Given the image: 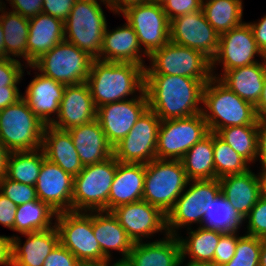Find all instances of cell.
I'll return each mask as SVG.
<instances>
[{
  "label": "cell",
  "mask_w": 266,
  "mask_h": 266,
  "mask_svg": "<svg viewBox=\"0 0 266 266\" xmlns=\"http://www.w3.org/2000/svg\"><path fill=\"white\" fill-rule=\"evenodd\" d=\"M210 79L175 75H145L148 108L163 120L202 113L203 89Z\"/></svg>",
  "instance_id": "obj_1"
},
{
  "label": "cell",
  "mask_w": 266,
  "mask_h": 266,
  "mask_svg": "<svg viewBox=\"0 0 266 266\" xmlns=\"http://www.w3.org/2000/svg\"><path fill=\"white\" fill-rule=\"evenodd\" d=\"M9 58L6 55V51H5V46H4V32H3V28H2V23L0 20V60Z\"/></svg>",
  "instance_id": "obj_59"
},
{
  "label": "cell",
  "mask_w": 266,
  "mask_h": 266,
  "mask_svg": "<svg viewBox=\"0 0 266 266\" xmlns=\"http://www.w3.org/2000/svg\"><path fill=\"white\" fill-rule=\"evenodd\" d=\"M242 0H203L202 11L220 35L242 24Z\"/></svg>",
  "instance_id": "obj_36"
},
{
  "label": "cell",
  "mask_w": 266,
  "mask_h": 266,
  "mask_svg": "<svg viewBox=\"0 0 266 266\" xmlns=\"http://www.w3.org/2000/svg\"><path fill=\"white\" fill-rule=\"evenodd\" d=\"M122 14L133 27L148 56L170 41V21L162 6L148 1L131 6Z\"/></svg>",
  "instance_id": "obj_14"
},
{
  "label": "cell",
  "mask_w": 266,
  "mask_h": 266,
  "mask_svg": "<svg viewBox=\"0 0 266 266\" xmlns=\"http://www.w3.org/2000/svg\"><path fill=\"white\" fill-rule=\"evenodd\" d=\"M244 219H248L246 234L266 239V198L263 195Z\"/></svg>",
  "instance_id": "obj_43"
},
{
  "label": "cell",
  "mask_w": 266,
  "mask_h": 266,
  "mask_svg": "<svg viewBox=\"0 0 266 266\" xmlns=\"http://www.w3.org/2000/svg\"><path fill=\"white\" fill-rule=\"evenodd\" d=\"M93 232L103 252V260H111V250L122 254L120 263L127 260L134 242L112 212L93 211Z\"/></svg>",
  "instance_id": "obj_29"
},
{
  "label": "cell",
  "mask_w": 266,
  "mask_h": 266,
  "mask_svg": "<svg viewBox=\"0 0 266 266\" xmlns=\"http://www.w3.org/2000/svg\"><path fill=\"white\" fill-rule=\"evenodd\" d=\"M189 237L186 239L178 235L181 245V255L183 258H190L189 261L196 263H206L213 266V258L220 236L223 234L218 231L198 227L197 230L187 228Z\"/></svg>",
  "instance_id": "obj_34"
},
{
  "label": "cell",
  "mask_w": 266,
  "mask_h": 266,
  "mask_svg": "<svg viewBox=\"0 0 266 266\" xmlns=\"http://www.w3.org/2000/svg\"><path fill=\"white\" fill-rule=\"evenodd\" d=\"M9 154L10 151L0 141V180L6 176Z\"/></svg>",
  "instance_id": "obj_57"
},
{
  "label": "cell",
  "mask_w": 266,
  "mask_h": 266,
  "mask_svg": "<svg viewBox=\"0 0 266 266\" xmlns=\"http://www.w3.org/2000/svg\"><path fill=\"white\" fill-rule=\"evenodd\" d=\"M144 178L145 164L121 163L117 160V170L108 198V212L118 206L142 200Z\"/></svg>",
  "instance_id": "obj_25"
},
{
  "label": "cell",
  "mask_w": 266,
  "mask_h": 266,
  "mask_svg": "<svg viewBox=\"0 0 266 266\" xmlns=\"http://www.w3.org/2000/svg\"><path fill=\"white\" fill-rule=\"evenodd\" d=\"M145 75H175L194 79H211V60L200 51L171 41L155 50L149 57ZM148 67V68H147Z\"/></svg>",
  "instance_id": "obj_9"
},
{
  "label": "cell",
  "mask_w": 266,
  "mask_h": 266,
  "mask_svg": "<svg viewBox=\"0 0 266 266\" xmlns=\"http://www.w3.org/2000/svg\"><path fill=\"white\" fill-rule=\"evenodd\" d=\"M0 192L17 206L38 199L35 186L13 181L6 176L0 180Z\"/></svg>",
  "instance_id": "obj_42"
},
{
  "label": "cell",
  "mask_w": 266,
  "mask_h": 266,
  "mask_svg": "<svg viewBox=\"0 0 266 266\" xmlns=\"http://www.w3.org/2000/svg\"><path fill=\"white\" fill-rule=\"evenodd\" d=\"M0 265L12 266V237L0 235Z\"/></svg>",
  "instance_id": "obj_54"
},
{
  "label": "cell",
  "mask_w": 266,
  "mask_h": 266,
  "mask_svg": "<svg viewBox=\"0 0 266 266\" xmlns=\"http://www.w3.org/2000/svg\"><path fill=\"white\" fill-rule=\"evenodd\" d=\"M239 237L237 232L223 233L220 236L215 249L213 266H223L233 258Z\"/></svg>",
  "instance_id": "obj_44"
},
{
  "label": "cell",
  "mask_w": 266,
  "mask_h": 266,
  "mask_svg": "<svg viewBox=\"0 0 266 266\" xmlns=\"http://www.w3.org/2000/svg\"><path fill=\"white\" fill-rule=\"evenodd\" d=\"M210 133L202 115L163 120L157 138L156 158L181 160L185 153Z\"/></svg>",
  "instance_id": "obj_11"
},
{
  "label": "cell",
  "mask_w": 266,
  "mask_h": 266,
  "mask_svg": "<svg viewBox=\"0 0 266 266\" xmlns=\"http://www.w3.org/2000/svg\"><path fill=\"white\" fill-rule=\"evenodd\" d=\"M213 152L216 179L243 174L250 170L249 162L213 133Z\"/></svg>",
  "instance_id": "obj_40"
},
{
  "label": "cell",
  "mask_w": 266,
  "mask_h": 266,
  "mask_svg": "<svg viewBox=\"0 0 266 266\" xmlns=\"http://www.w3.org/2000/svg\"><path fill=\"white\" fill-rule=\"evenodd\" d=\"M111 260H88V261H80L78 266H123L119 261L114 262L113 265H110Z\"/></svg>",
  "instance_id": "obj_58"
},
{
  "label": "cell",
  "mask_w": 266,
  "mask_h": 266,
  "mask_svg": "<svg viewBox=\"0 0 266 266\" xmlns=\"http://www.w3.org/2000/svg\"><path fill=\"white\" fill-rule=\"evenodd\" d=\"M23 246L18 236H12V266H43L45 258L60 243L57 227L23 233Z\"/></svg>",
  "instance_id": "obj_24"
},
{
  "label": "cell",
  "mask_w": 266,
  "mask_h": 266,
  "mask_svg": "<svg viewBox=\"0 0 266 266\" xmlns=\"http://www.w3.org/2000/svg\"><path fill=\"white\" fill-rule=\"evenodd\" d=\"M220 35L208 23L202 10L170 21V41L200 51L212 60L218 51Z\"/></svg>",
  "instance_id": "obj_15"
},
{
  "label": "cell",
  "mask_w": 266,
  "mask_h": 266,
  "mask_svg": "<svg viewBox=\"0 0 266 266\" xmlns=\"http://www.w3.org/2000/svg\"><path fill=\"white\" fill-rule=\"evenodd\" d=\"M117 170V159L84 166L74 177L72 211H108L110 188Z\"/></svg>",
  "instance_id": "obj_6"
},
{
  "label": "cell",
  "mask_w": 266,
  "mask_h": 266,
  "mask_svg": "<svg viewBox=\"0 0 266 266\" xmlns=\"http://www.w3.org/2000/svg\"><path fill=\"white\" fill-rule=\"evenodd\" d=\"M60 243L79 261L103 260V252L93 232V211H67L54 218Z\"/></svg>",
  "instance_id": "obj_12"
},
{
  "label": "cell",
  "mask_w": 266,
  "mask_h": 266,
  "mask_svg": "<svg viewBox=\"0 0 266 266\" xmlns=\"http://www.w3.org/2000/svg\"><path fill=\"white\" fill-rule=\"evenodd\" d=\"M109 9L115 14L123 13L127 8L148 2V0H107Z\"/></svg>",
  "instance_id": "obj_55"
},
{
  "label": "cell",
  "mask_w": 266,
  "mask_h": 266,
  "mask_svg": "<svg viewBox=\"0 0 266 266\" xmlns=\"http://www.w3.org/2000/svg\"><path fill=\"white\" fill-rule=\"evenodd\" d=\"M107 0H100L99 2H102L103 3V5L105 4V6H107L108 8H109V6L107 5V2H106Z\"/></svg>",
  "instance_id": "obj_64"
},
{
  "label": "cell",
  "mask_w": 266,
  "mask_h": 266,
  "mask_svg": "<svg viewBox=\"0 0 266 266\" xmlns=\"http://www.w3.org/2000/svg\"><path fill=\"white\" fill-rule=\"evenodd\" d=\"M42 149L48 160L60 166L72 177L77 176L84 168L68 130L46 125Z\"/></svg>",
  "instance_id": "obj_31"
},
{
  "label": "cell",
  "mask_w": 266,
  "mask_h": 266,
  "mask_svg": "<svg viewBox=\"0 0 266 266\" xmlns=\"http://www.w3.org/2000/svg\"><path fill=\"white\" fill-rule=\"evenodd\" d=\"M97 0H77L64 21L65 40L94 59L100 54L107 21Z\"/></svg>",
  "instance_id": "obj_7"
},
{
  "label": "cell",
  "mask_w": 266,
  "mask_h": 266,
  "mask_svg": "<svg viewBox=\"0 0 266 266\" xmlns=\"http://www.w3.org/2000/svg\"><path fill=\"white\" fill-rule=\"evenodd\" d=\"M188 181L181 160L156 158L145 164L142 200L166 215L185 190Z\"/></svg>",
  "instance_id": "obj_4"
},
{
  "label": "cell",
  "mask_w": 266,
  "mask_h": 266,
  "mask_svg": "<svg viewBox=\"0 0 266 266\" xmlns=\"http://www.w3.org/2000/svg\"><path fill=\"white\" fill-rule=\"evenodd\" d=\"M22 96L18 86L0 87V110L16 103Z\"/></svg>",
  "instance_id": "obj_53"
},
{
  "label": "cell",
  "mask_w": 266,
  "mask_h": 266,
  "mask_svg": "<svg viewBox=\"0 0 266 266\" xmlns=\"http://www.w3.org/2000/svg\"><path fill=\"white\" fill-rule=\"evenodd\" d=\"M45 126L23 98L0 110V141L10 152L42 148Z\"/></svg>",
  "instance_id": "obj_5"
},
{
  "label": "cell",
  "mask_w": 266,
  "mask_h": 266,
  "mask_svg": "<svg viewBox=\"0 0 266 266\" xmlns=\"http://www.w3.org/2000/svg\"><path fill=\"white\" fill-rule=\"evenodd\" d=\"M188 180L216 179L213 133L193 145L181 159Z\"/></svg>",
  "instance_id": "obj_32"
},
{
  "label": "cell",
  "mask_w": 266,
  "mask_h": 266,
  "mask_svg": "<svg viewBox=\"0 0 266 266\" xmlns=\"http://www.w3.org/2000/svg\"><path fill=\"white\" fill-rule=\"evenodd\" d=\"M93 60L87 52L63 40L27 66L61 84L74 85L87 82Z\"/></svg>",
  "instance_id": "obj_8"
},
{
  "label": "cell",
  "mask_w": 266,
  "mask_h": 266,
  "mask_svg": "<svg viewBox=\"0 0 266 266\" xmlns=\"http://www.w3.org/2000/svg\"><path fill=\"white\" fill-rule=\"evenodd\" d=\"M79 260L61 243L45 258L43 266H78Z\"/></svg>",
  "instance_id": "obj_47"
},
{
  "label": "cell",
  "mask_w": 266,
  "mask_h": 266,
  "mask_svg": "<svg viewBox=\"0 0 266 266\" xmlns=\"http://www.w3.org/2000/svg\"><path fill=\"white\" fill-rule=\"evenodd\" d=\"M192 182V184H191ZM189 188L187 189V186ZM221 193L218 179L190 180L186 190L177 198L172 209L166 214V227L168 235H179L177 230L181 227L199 223L214 199Z\"/></svg>",
  "instance_id": "obj_10"
},
{
  "label": "cell",
  "mask_w": 266,
  "mask_h": 266,
  "mask_svg": "<svg viewBox=\"0 0 266 266\" xmlns=\"http://www.w3.org/2000/svg\"><path fill=\"white\" fill-rule=\"evenodd\" d=\"M178 236L165 234L154 242H136L123 266H181L184 262Z\"/></svg>",
  "instance_id": "obj_21"
},
{
  "label": "cell",
  "mask_w": 266,
  "mask_h": 266,
  "mask_svg": "<svg viewBox=\"0 0 266 266\" xmlns=\"http://www.w3.org/2000/svg\"><path fill=\"white\" fill-rule=\"evenodd\" d=\"M202 103L206 107L202 108V115L212 133L230 126L258 125L255 106L240 98L218 78L212 77L205 84Z\"/></svg>",
  "instance_id": "obj_3"
},
{
  "label": "cell",
  "mask_w": 266,
  "mask_h": 266,
  "mask_svg": "<svg viewBox=\"0 0 266 266\" xmlns=\"http://www.w3.org/2000/svg\"><path fill=\"white\" fill-rule=\"evenodd\" d=\"M12 11L23 17L31 18L42 13L43 0H7Z\"/></svg>",
  "instance_id": "obj_49"
},
{
  "label": "cell",
  "mask_w": 266,
  "mask_h": 266,
  "mask_svg": "<svg viewBox=\"0 0 266 266\" xmlns=\"http://www.w3.org/2000/svg\"><path fill=\"white\" fill-rule=\"evenodd\" d=\"M45 158L42 148L32 151L10 152L6 177L16 182L35 186Z\"/></svg>",
  "instance_id": "obj_37"
},
{
  "label": "cell",
  "mask_w": 266,
  "mask_h": 266,
  "mask_svg": "<svg viewBox=\"0 0 266 266\" xmlns=\"http://www.w3.org/2000/svg\"><path fill=\"white\" fill-rule=\"evenodd\" d=\"M148 108L145 91L138 97L105 104L97 108V120L108 139L114 147L133 128L138 118Z\"/></svg>",
  "instance_id": "obj_17"
},
{
  "label": "cell",
  "mask_w": 266,
  "mask_h": 266,
  "mask_svg": "<svg viewBox=\"0 0 266 266\" xmlns=\"http://www.w3.org/2000/svg\"><path fill=\"white\" fill-rule=\"evenodd\" d=\"M203 0H168L162 8L167 15L169 21L172 19L202 10Z\"/></svg>",
  "instance_id": "obj_46"
},
{
  "label": "cell",
  "mask_w": 266,
  "mask_h": 266,
  "mask_svg": "<svg viewBox=\"0 0 266 266\" xmlns=\"http://www.w3.org/2000/svg\"><path fill=\"white\" fill-rule=\"evenodd\" d=\"M216 134L249 163H255L258 125L230 126L220 129Z\"/></svg>",
  "instance_id": "obj_39"
},
{
  "label": "cell",
  "mask_w": 266,
  "mask_h": 266,
  "mask_svg": "<svg viewBox=\"0 0 266 266\" xmlns=\"http://www.w3.org/2000/svg\"><path fill=\"white\" fill-rule=\"evenodd\" d=\"M17 205L0 192V224L14 229Z\"/></svg>",
  "instance_id": "obj_50"
},
{
  "label": "cell",
  "mask_w": 266,
  "mask_h": 266,
  "mask_svg": "<svg viewBox=\"0 0 266 266\" xmlns=\"http://www.w3.org/2000/svg\"><path fill=\"white\" fill-rule=\"evenodd\" d=\"M263 239L248 234L240 236L233 258L223 266H259Z\"/></svg>",
  "instance_id": "obj_41"
},
{
  "label": "cell",
  "mask_w": 266,
  "mask_h": 266,
  "mask_svg": "<svg viewBox=\"0 0 266 266\" xmlns=\"http://www.w3.org/2000/svg\"><path fill=\"white\" fill-rule=\"evenodd\" d=\"M68 131L83 166L100 163L113 156V146L97 119Z\"/></svg>",
  "instance_id": "obj_28"
},
{
  "label": "cell",
  "mask_w": 266,
  "mask_h": 266,
  "mask_svg": "<svg viewBox=\"0 0 266 266\" xmlns=\"http://www.w3.org/2000/svg\"><path fill=\"white\" fill-rule=\"evenodd\" d=\"M5 4L0 6V20L4 32V46L9 58H24L27 63V38L29 35V18L9 10ZM15 57V58H14Z\"/></svg>",
  "instance_id": "obj_33"
},
{
  "label": "cell",
  "mask_w": 266,
  "mask_h": 266,
  "mask_svg": "<svg viewBox=\"0 0 266 266\" xmlns=\"http://www.w3.org/2000/svg\"><path fill=\"white\" fill-rule=\"evenodd\" d=\"M265 56L257 47L249 22H243L230 31L220 34L216 56L211 60V72L214 75L217 63H222L223 73L234 68L254 64L255 55Z\"/></svg>",
  "instance_id": "obj_16"
},
{
  "label": "cell",
  "mask_w": 266,
  "mask_h": 266,
  "mask_svg": "<svg viewBox=\"0 0 266 266\" xmlns=\"http://www.w3.org/2000/svg\"><path fill=\"white\" fill-rule=\"evenodd\" d=\"M259 266H266V239H263Z\"/></svg>",
  "instance_id": "obj_60"
},
{
  "label": "cell",
  "mask_w": 266,
  "mask_h": 266,
  "mask_svg": "<svg viewBox=\"0 0 266 266\" xmlns=\"http://www.w3.org/2000/svg\"><path fill=\"white\" fill-rule=\"evenodd\" d=\"M257 174L248 170L243 174L227 175L218 179L221 193L243 218L262 196L261 175L260 172Z\"/></svg>",
  "instance_id": "obj_26"
},
{
  "label": "cell",
  "mask_w": 266,
  "mask_h": 266,
  "mask_svg": "<svg viewBox=\"0 0 266 266\" xmlns=\"http://www.w3.org/2000/svg\"><path fill=\"white\" fill-rule=\"evenodd\" d=\"M111 212L134 243L142 242L143 238H150L159 231L168 234L166 215L147 201L121 205Z\"/></svg>",
  "instance_id": "obj_18"
},
{
  "label": "cell",
  "mask_w": 266,
  "mask_h": 266,
  "mask_svg": "<svg viewBox=\"0 0 266 266\" xmlns=\"http://www.w3.org/2000/svg\"><path fill=\"white\" fill-rule=\"evenodd\" d=\"M212 76L218 78L240 98L255 106L263 90L264 78L266 76V57L263 58V62L234 68L223 74Z\"/></svg>",
  "instance_id": "obj_30"
},
{
  "label": "cell",
  "mask_w": 266,
  "mask_h": 266,
  "mask_svg": "<svg viewBox=\"0 0 266 266\" xmlns=\"http://www.w3.org/2000/svg\"><path fill=\"white\" fill-rule=\"evenodd\" d=\"M258 120H266V76L264 78L263 90L258 103L255 105Z\"/></svg>",
  "instance_id": "obj_56"
},
{
  "label": "cell",
  "mask_w": 266,
  "mask_h": 266,
  "mask_svg": "<svg viewBox=\"0 0 266 266\" xmlns=\"http://www.w3.org/2000/svg\"><path fill=\"white\" fill-rule=\"evenodd\" d=\"M160 123L156 113L147 108L127 136L113 147V156L121 163L147 164L156 159Z\"/></svg>",
  "instance_id": "obj_13"
},
{
  "label": "cell",
  "mask_w": 266,
  "mask_h": 266,
  "mask_svg": "<svg viewBox=\"0 0 266 266\" xmlns=\"http://www.w3.org/2000/svg\"><path fill=\"white\" fill-rule=\"evenodd\" d=\"M74 177L60 166L44 159L35 184L37 198L55 212L72 211Z\"/></svg>",
  "instance_id": "obj_19"
},
{
  "label": "cell",
  "mask_w": 266,
  "mask_h": 266,
  "mask_svg": "<svg viewBox=\"0 0 266 266\" xmlns=\"http://www.w3.org/2000/svg\"><path fill=\"white\" fill-rule=\"evenodd\" d=\"M29 83L22 98L31 111L45 124L50 125L54 120L51 115L59 113L60 102L65 86L50 77L39 73ZM54 113V114H52Z\"/></svg>",
  "instance_id": "obj_23"
},
{
  "label": "cell",
  "mask_w": 266,
  "mask_h": 266,
  "mask_svg": "<svg viewBox=\"0 0 266 266\" xmlns=\"http://www.w3.org/2000/svg\"><path fill=\"white\" fill-rule=\"evenodd\" d=\"M245 219L220 193L207 209L200 227L221 233L239 232Z\"/></svg>",
  "instance_id": "obj_38"
},
{
  "label": "cell",
  "mask_w": 266,
  "mask_h": 266,
  "mask_svg": "<svg viewBox=\"0 0 266 266\" xmlns=\"http://www.w3.org/2000/svg\"><path fill=\"white\" fill-rule=\"evenodd\" d=\"M249 25L252 29L257 47L266 57V15L256 23L250 22Z\"/></svg>",
  "instance_id": "obj_51"
},
{
  "label": "cell",
  "mask_w": 266,
  "mask_h": 266,
  "mask_svg": "<svg viewBox=\"0 0 266 266\" xmlns=\"http://www.w3.org/2000/svg\"><path fill=\"white\" fill-rule=\"evenodd\" d=\"M141 48L138 36L133 27L126 22L121 27L106 30L102 39V46L98 60L106 62H130L142 67L144 65L143 57H149ZM144 56L142 57V53Z\"/></svg>",
  "instance_id": "obj_22"
},
{
  "label": "cell",
  "mask_w": 266,
  "mask_h": 266,
  "mask_svg": "<svg viewBox=\"0 0 266 266\" xmlns=\"http://www.w3.org/2000/svg\"><path fill=\"white\" fill-rule=\"evenodd\" d=\"M63 40H65L63 20L44 13L29 18L27 65H32Z\"/></svg>",
  "instance_id": "obj_27"
},
{
  "label": "cell",
  "mask_w": 266,
  "mask_h": 266,
  "mask_svg": "<svg viewBox=\"0 0 266 266\" xmlns=\"http://www.w3.org/2000/svg\"><path fill=\"white\" fill-rule=\"evenodd\" d=\"M259 157V158H258ZM260 160V170L266 169V120L258 121V145H257V158Z\"/></svg>",
  "instance_id": "obj_52"
},
{
  "label": "cell",
  "mask_w": 266,
  "mask_h": 266,
  "mask_svg": "<svg viewBox=\"0 0 266 266\" xmlns=\"http://www.w3.org/2000/svg\"><path fill=\"white\" fill-rule=\"evenodd\" d=\"M56 216L57 212L39 199L18 205L13 231L23 234L53 228L56 223L51 221Z\"/></svg>",
  "instance_id": "obj_35"
},
{
  "label": "cell",
  "mask_w": 266,
  "mask_h": 266,
  "mask_svg": "<svg viewBox=\"0 0 266 266\" xmlns=\"http://www.w3.org/2000/svg\"><path fill=\"white\" fill-rule=\"evenodd\" d=\"M148 1L163 6L168 0H148Z\"/></svg>",
  "instance_id": "obj_63"
},
{
  "label": "cell",
  "mask_w": 266,
  "mask_h": 266,
  "mask_svg": "<svg viewBox=\"0 0 266 266\" xmlns=\"http://www.w3.org/2000/svg\"><path fill=\"white\" fill-rule=\"evenodd\" d=\"M76 1L77 0H43L42 13L65 21Z\"/></svg>",
  "instance_id": "obj_48"
},
{
  "label": "cell",
  "mask_w": 266,
  "mask_h": 266,
  "mask_svg": "<svg viewBox=\"0 0 266 266\" xmlns=\"http://www.w3.org/2000/svg\"><path fill=\"white\" fill-rule=\"evenodd\" d=\"M87 84L97 108L130 99L129 96L138 97L135 93H142L145 89V67L130 62L94 59Z\"/></svg>",
  "instance_id": "obj_2"
},
{
  "label": "cell",
  "mask_w": 266,
  "mask_h": 266,
  "mask_svg": "<svg viewBox=\"0 0 266 266\" xmlns=\"http://www.w3.org/2000/svg\"><path fill=\"white\" fill-rule=\"evenodd\" d=\"M24 64L19 59L6 58L0 60V87L17 86L24 76Z\"/></svg>",
  "instance_id": "obj_45"
},
{
  "label": "cell",
  "mask_w": 266,
  "mask_h": 266,
  "mask_svg": "<svg viewBox=\"0 0 266 266\" xmlns=\"http://www.w3.org/2000/svg\"><path fill=\"white\" fill-rule=\"evenodd\" d=\"M97 118V107L87 82L66 85L59 106V113L51 126L69 130L89 123Z\"/></svg>",
  "instance_id": "obj_20"
},
{
  "label": "cell",
  "mask_w": 266,
  "mask_h": 266,
  "mask_svg": "<svg viewBox=\"0 0 266 266\" xmlns=\"http://www.w3.org/2000/svg\"><path fill=\"white\" fill-rule=\"evenodd\" d=\"M262 182V195L266 198V169L260 171Z\"/></svg>",
  "instance_id": "obj_61"
},
{
  "label": "cell",
  "mask_w": 266,
  "mask_h": 266,
  "mask_svg": "<svg viewBox=\"0 0 266 266\" xmlns=\"http://www.w3.org/2000/svg\"><path fill=\"white\" fill-rule=\"evenodd\" d=\"M184 266H211L210 264L206 263H196V262H191L189 261L186 265Z\"/></svg>",
  "instance_id": "obj_62"
}]
</instances>
